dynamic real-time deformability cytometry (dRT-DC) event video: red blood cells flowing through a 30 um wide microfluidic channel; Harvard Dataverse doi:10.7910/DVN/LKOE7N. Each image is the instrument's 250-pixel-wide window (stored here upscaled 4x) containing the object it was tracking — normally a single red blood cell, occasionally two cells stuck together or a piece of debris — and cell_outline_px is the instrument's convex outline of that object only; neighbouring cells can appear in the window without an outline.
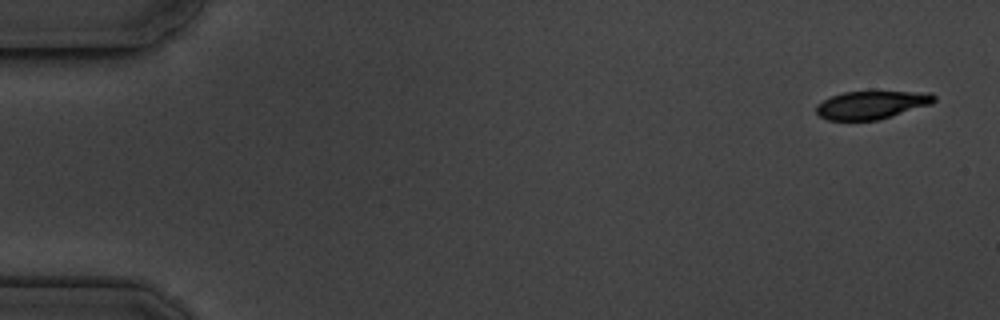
{"species": "common noctule bat (a hibernating species)", "species_latin": "Nyctalus noctula", "temperature_condition": "cold", "stored_images_in_passage": 5, "camera_frame_rate_fps": 3000, "um_per_image_px": 0.085, "animal": {"sex": "male", "body_mass_g": 19.5, "forearm_length_mm": 54.6}, "frame": {"image": 1, "passage_image": 1, "time_ms": 0.0, "image_size_px": [1000, 320], "cell_outline_px": [[936, 100], [932, 104], [892, 116], [876, 120], [828, 120], [820, 116], [816, 112], [816, 104], [832, 96], [844, 92], [932, 92], [936, 96]], "centroid_in_image_um": [74.11, 8.92], "position_along_channel_um": 10.9, "area_um2": 19.19}}
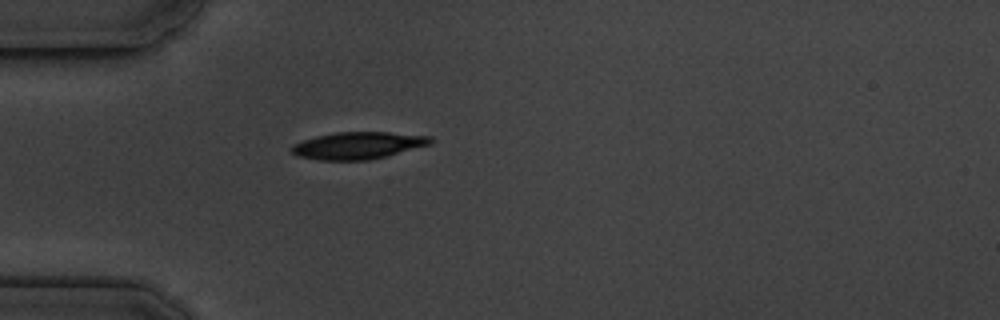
{"frame": {"image": 2, "passage_image": 5, "time_ms": 4.667, "image_size_px": [1000, 320], "cell_outline_px": [[432, 144], [368, 160], [320, 160], [296, 156], [288, 148], [292, 144], [316, 136], [336, 132], [388, 132], [432, 136]], "centroid_in_image_um": [30.39, 12.36], "position_along_channel_um": 54.6, "area_um2": 21.91}}